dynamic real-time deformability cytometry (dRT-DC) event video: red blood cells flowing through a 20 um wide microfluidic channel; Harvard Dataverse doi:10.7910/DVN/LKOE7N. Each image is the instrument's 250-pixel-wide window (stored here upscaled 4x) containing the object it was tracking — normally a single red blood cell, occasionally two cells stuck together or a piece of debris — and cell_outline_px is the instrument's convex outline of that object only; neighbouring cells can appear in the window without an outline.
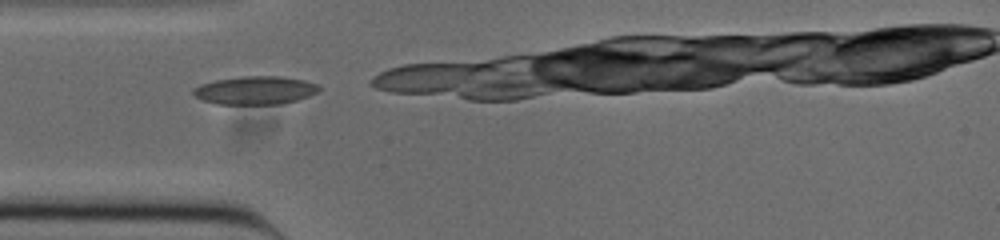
{"species": "common noctule bat (a hibernating species)", "species_latin": "Nyctalus noctula", "temperature_condition": "cold", "stored_images_in_passage": 7, "camera_frame_rate_fps": 3000, "um_per_image_px": 0.085, "animal": {"sex": "male", "body_mass_g": 20.0, "forearm_length_mm": 53.3}, "frame": {"image": 1, "passage_image": 1, "time_ms": 0.0, "image_size_px": [1000, 240], "cell_outline_px": [[320, 88], [316, 92], [308, 96], [296, 100], [280, 104], [216, 104], [204, 100], [196, 96], [192, 92], [192, 88], [200, 84], [216, 80], [240, 76], [280, 76], [304, 80], [316, 84]], "centroid_in_image_um": [21.66, 7.67], "position_along_channel_um": 63.3, "area_um2": 20.58}}